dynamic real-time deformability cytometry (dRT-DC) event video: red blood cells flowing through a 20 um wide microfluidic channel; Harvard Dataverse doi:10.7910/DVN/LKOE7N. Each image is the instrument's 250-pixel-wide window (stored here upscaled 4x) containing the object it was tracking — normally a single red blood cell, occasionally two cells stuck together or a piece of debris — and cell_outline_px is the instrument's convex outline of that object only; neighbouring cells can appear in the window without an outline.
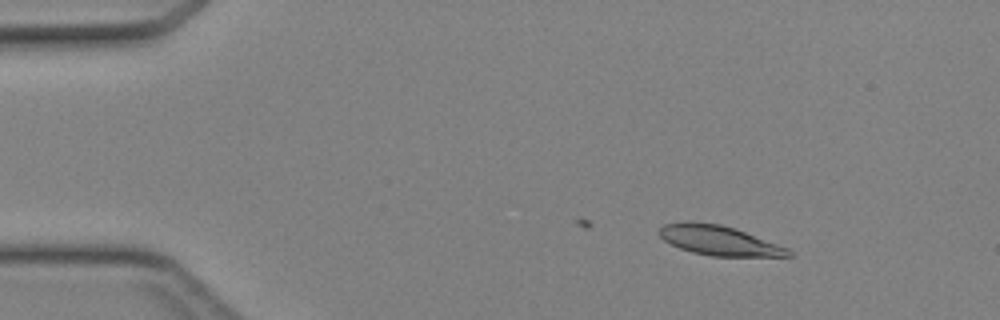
{"species": "Egyptian fruit bat (a non-hibernating species)", "species_latin": "Rousettus aegyptiacus", "temperature_condition": "cold", "stored_images_in_passage": 17, "camera_frame_rate_fps": 3000, "um_per_image_px": 0.085, "animal": {"sex": "female"}, "frame": {"image": 1, "passage_image": 3, "time_ms": 0.667, "image_size_px": [1000, 320], "cell_outline_px": [[792, 256], [712, 256], [692, 252], [680, 248], [664, 240], [656, 232], [664, 224], [720, 224], [736, 228], [788, 248], [792, 252]], "centroid_in_image_um": [61.17, 20.47], "position_along_channel_um": 23.8, "area_um2": 21.62}}
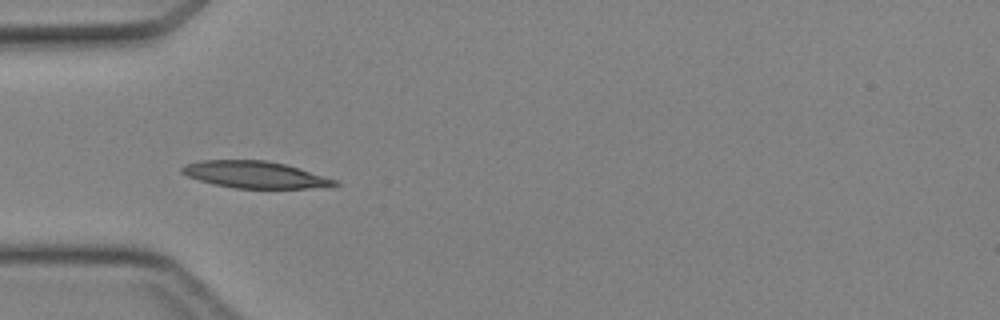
{"frame": {"image": 2, "passage_image": 11, "time_ms": 3.333, "image_size_px": [1000, 320], "cell_outline_px": [[340, 184], [328, 188], [236, 188], [212, 184], [188, 176], [180, 172], [180, 168], [184, 164], [200, 160], [268, 160], [300, 168], [336, 180]], "centroid_in_image_um": [21.68, 14.84], "position_along_channel_um": 63.3, "area_um2": 24.04}}
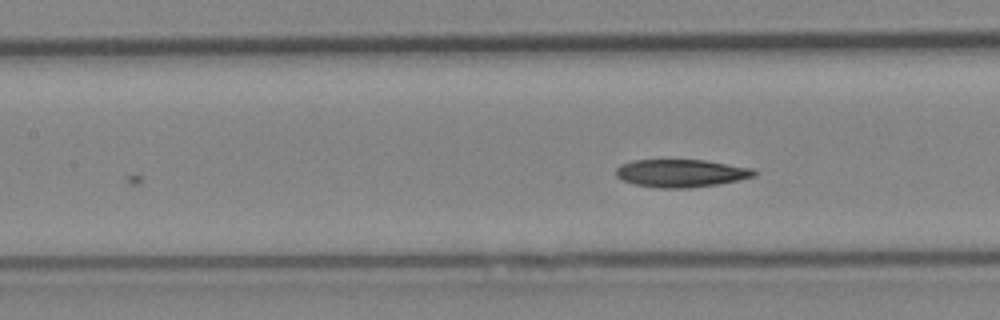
{"frame": {"image": 3, "passage_image": 17, "time_ms": 5.333, "image_size_px": [1000, 320], "cell_outline_px": [[756, 176], [720, 184], [688, 188], [660, 188], [636, 184], [624, 180], [616, 176], [616, 168], [620, 164], [632, 160], [704, 160], [752, 168], [756, 172]], "centroid_in_image_um": [57.89, 14.72], "position_along_channel_um": 149.5, "area_um2": 22.31}}